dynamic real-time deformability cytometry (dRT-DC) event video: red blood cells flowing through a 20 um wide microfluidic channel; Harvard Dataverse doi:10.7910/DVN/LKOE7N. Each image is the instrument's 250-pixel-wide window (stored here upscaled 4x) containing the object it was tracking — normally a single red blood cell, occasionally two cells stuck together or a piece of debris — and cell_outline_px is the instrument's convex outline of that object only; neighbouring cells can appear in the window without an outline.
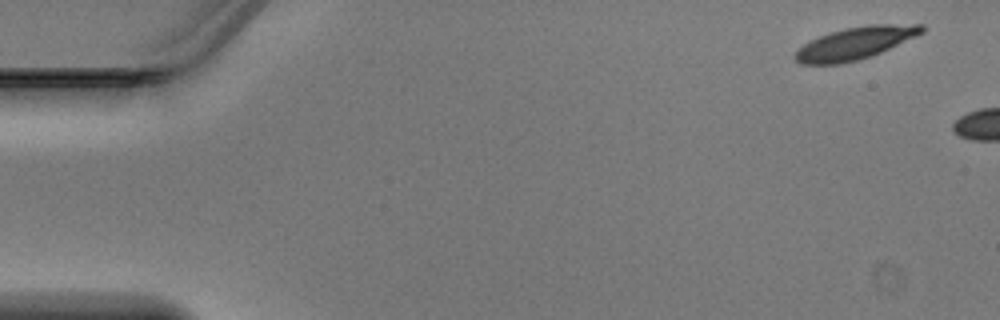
{"species": "Egyptian fruit bat (a non-hibernating species)", "species_latin": "Rousettus aegyptiacus", "temperature_condition": "warm", "stored_images_in_passage": 4, "camera_frame_rate_fps": 3000, "um_per_image_px": 0.085, "animal": {"sex": "male"}, "frame": {"image": 1, "passage_image": 1, "time_ms": 0.0, "image_size_px": [1000, 320], "cell_outline_px": [[924, 32], [916, 36], [872, 56], [840, 64], [800, 64], [792, 56], [804, 44], [820, 36], [844, 28], [868, 24], [924, 24]], "centroid_in_image_um": [72.71, 3.66], "position_along_channel_um": 12.3, "area_um2": 23.7}}